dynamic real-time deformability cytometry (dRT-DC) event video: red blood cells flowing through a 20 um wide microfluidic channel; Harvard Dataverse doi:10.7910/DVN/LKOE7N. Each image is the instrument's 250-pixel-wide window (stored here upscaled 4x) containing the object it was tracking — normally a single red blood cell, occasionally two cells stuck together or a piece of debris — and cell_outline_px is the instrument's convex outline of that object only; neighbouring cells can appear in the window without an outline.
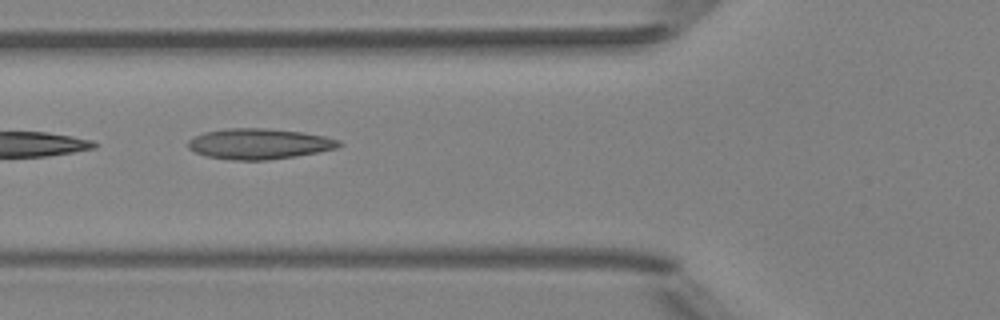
{"species": "Egyptian fruit bat (a non-hibernating species)", "species_latin": "Rousettus aegyptiacus", "temperature_condition": "room temperature", "stored_images_in_passage": 3, "camera_frame_rate_fps": 3000, "um_per_image_px": 0.085, "animal": {"sex": "female"}, "frame": {"image": 1, "passage_image": 2, "time_ms": 0.333, "image_size_px": [1000, 320], "cell_outline_px": [[344, 144], [336, 148], [296, 156], [268, 160], [232, 160], [208, 156], [196, 152], [188, 148], [188, 140], [192, 136], [204, 132], [228, 128], [264, 128], [304, 132], [324, 136], [340, 140]], "centroid_in_image_um": [22.02, 12.22], "position_along_channel_um": 103.8, "area_um2": 26.93}}
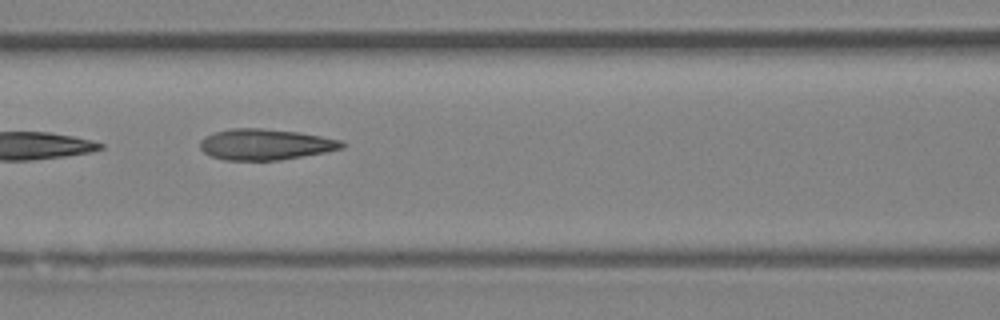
{"frame": {"image": 2, "passage_image": 3, "time_ms": 0.667, "image_size_px": [1000, 320], "cell_outline_px": [[344, 148], [324, 152], [280, 160], [224, 160], [212, 156], [204, 152], [200, 148], [200, 140], [216, 132], [232, 128], [260, 128], [296, 132], [320, 136], [340, 140], [344, 144]], "centroid_in_image_um": [22.54, 12.28], "position_along_channel_um": 144.1, "area_um2": 25.2}}